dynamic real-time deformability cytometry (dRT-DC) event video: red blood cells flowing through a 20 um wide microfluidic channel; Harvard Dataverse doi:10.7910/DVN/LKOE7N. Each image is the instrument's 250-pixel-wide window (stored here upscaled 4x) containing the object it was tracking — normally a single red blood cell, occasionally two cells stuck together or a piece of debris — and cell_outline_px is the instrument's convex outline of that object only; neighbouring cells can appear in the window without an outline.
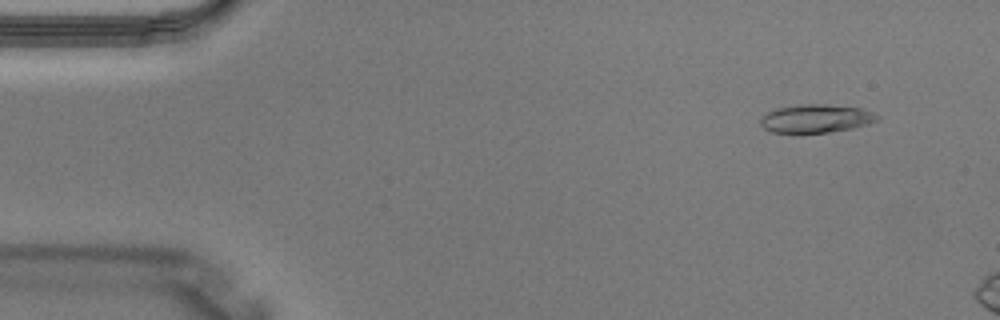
{"species": "Egyptian fruit bat (a non-hibernating species)", "species_latin": "Rousettus aegyptiacus", "temperature_condition": "warm", "stored_images_in_passage": 3, "camera_frame_rate_fps": 3000, "um_per_image_px": 0.085, "animal": {"sex": "male"}, "frame": {"image": 1, "passage_image": 1, "time_ms": 0.0, "image_size_px": [1000, 320], "cell_outline_px": [[880, 116], [876, 120], [868, 124], [852, 128], [828, 132], [772, 132], [764, 128], [760, 124], [760, 120], [768, 112], [776, 108], [800, 104], [824, 104], [860, 108], [872, 112]], "centroid_in_image_um": [69.35, 10.06], "position_along_channel_um": 15.6, "area_um2": 18.96}}